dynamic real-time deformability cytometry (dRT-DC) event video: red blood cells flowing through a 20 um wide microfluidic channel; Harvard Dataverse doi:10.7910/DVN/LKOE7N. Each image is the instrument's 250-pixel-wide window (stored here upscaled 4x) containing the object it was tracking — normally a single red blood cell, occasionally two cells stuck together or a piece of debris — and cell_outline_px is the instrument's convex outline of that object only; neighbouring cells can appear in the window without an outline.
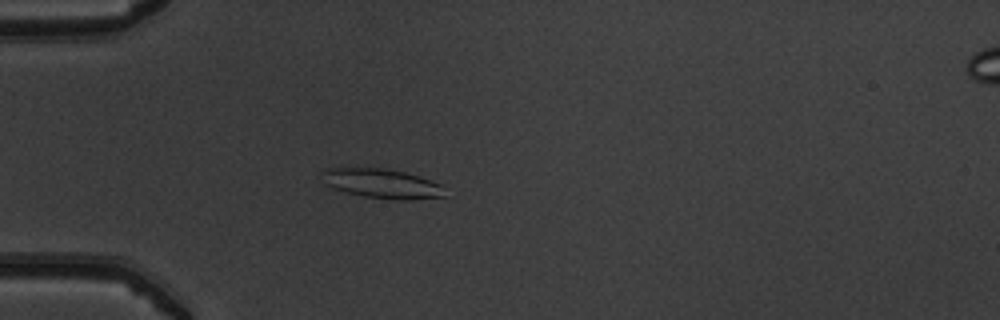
{"species": "common noctule bat (a hibernating species)", "species_latin": "Nyctalus noctula", "temperature_condition": "warm", "stored_images_in_passage": 48, "camera_frame_rate_fps": 3000, "um_per_image_px": 0.085, "animal": {"sex": "male", "body_mass_g": 19.5, "forearm_length_mm": 54.6}, "frame": {"image": 1, "passage_image": 12, "time_ms": 3.667, "image_size_px": [1000, 320], "cell_outline_px": [[448, 196], [408, 200], [400, 200], [364, 196], [332, 188], [324, 184], [320, 172], [328, 168], [388, 168], [420, 176], [444, 184]], "centroid_in_image_um": [32.53, 15.6], "position_along_channel_um": 52.5, "area_um2": 21.44}}
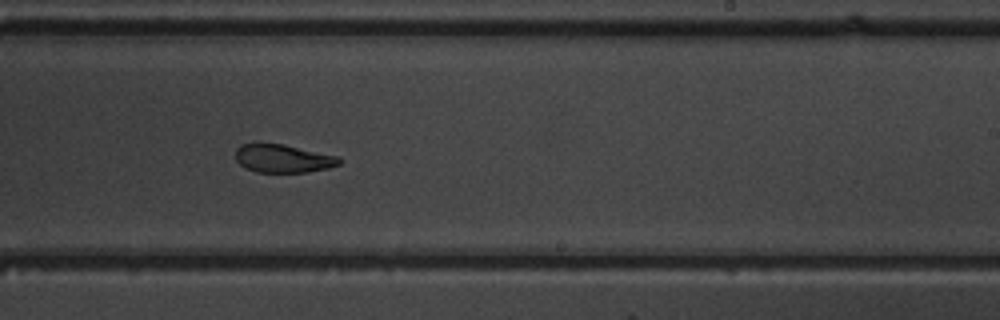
{"frame": {"image": 2, "passage_image": 29, "time_ms": 9.333, "image_size_px": [1000, 320], "cell_outline_px": [[340, 164], [328, 168], [308, 172], [256, 172], [244, 168], [236, 160], [236, 148], [240, 144], [280, 144], [336, 156], [340, 160]], "centroid_in_image_um": [24.01, 13.49], "position_along_channel_um": 265.0, "area_um2": 16.7}}
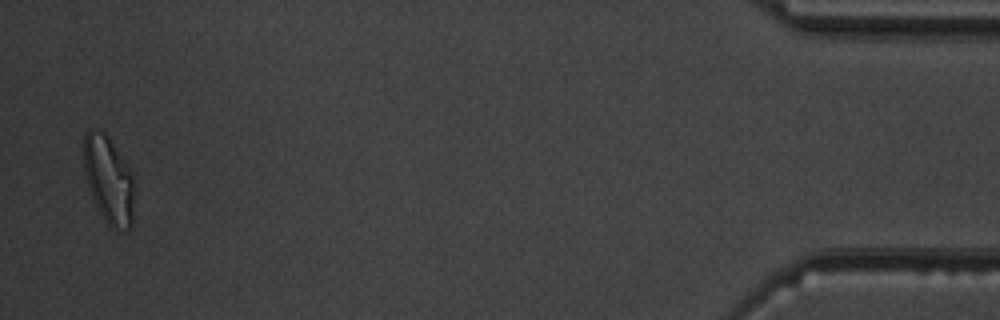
{"frame": {"image": 3, "passage_image": 47, "time_ms": 15.333, "image_size_px": [1000, 320], "cell_outline_px": [[132, 224], [128, 228], [108, 224], [104, 220], [92, 196], [84, 172], [84, 132], [88, 128], [100, 128], [104, 132], [132, 172]], "centroid_in_image_um": [9.19, 15.18], "position_along_channel_um": 426.0, "area_um2": 24.91}, "authors_computed_cell_mechanics": {"area_um2": 19.8832, "velocity_mm_per_s": 4.0008, "shape_relaxation_time_tau1_ms": 7.9018, "shape_relaxation_time_tau2_ms": 3.2994, "deformation_change_tau1": 0.2051, "deformation_change_tau2": 0.1042}}